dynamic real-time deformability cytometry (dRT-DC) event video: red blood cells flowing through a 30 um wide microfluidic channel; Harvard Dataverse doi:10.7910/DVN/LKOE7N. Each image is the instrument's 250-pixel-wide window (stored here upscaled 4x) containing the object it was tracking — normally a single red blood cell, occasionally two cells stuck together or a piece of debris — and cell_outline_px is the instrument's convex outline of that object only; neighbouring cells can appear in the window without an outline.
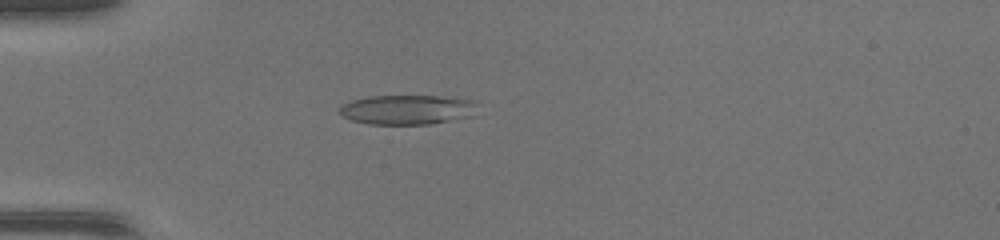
{"species": "common noctule bat (a hibernating species)", "species_latin": "Nyctalus noctula", "temperature_condition": "warm", "stored_images_in_passage": 49, "camera_frame_rate_fps": 3000, "um_per_image_px": 0.085, "animal": {"sex": "female", "body_mass_g": 17.0, "forearm_length_mm": 48.0}, "frame": {"image": 1, "passage_image": 15, "time_ms": 4.667, "image_size_px": [1000, 240], "cell_outline_px": [[476, 104], [472, 116], [432, 124], [368, 124], [352, 120], [340, 116], [340, 108], [344, 104], [352, 100], [368, 96], [440, 96], [472, 100]], "centroid_in_image_um": [34.59, 9.32], "position_along_channel_um": 50.4, "area_um2": 23.7}}
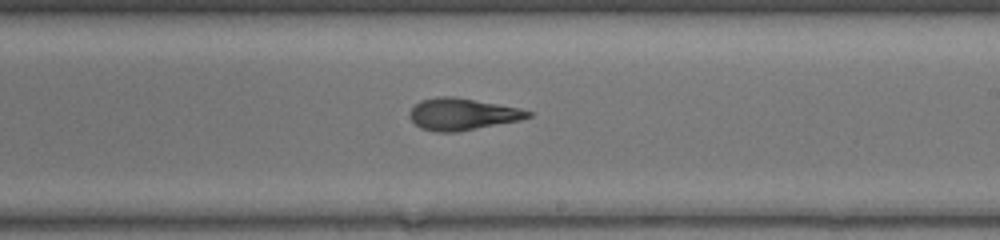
{"frame": {"image": 2, "passage_image": 30, "time_ms": 9.667, "image_size_px": [1000, 240], "cell_outline_px": [[532, 116], [520, 120], [456, 132], [436, 132], [420, 128], [408, 116], [408, 112], [420, 100], [436, 96], [452, 96], [520, 108], [532, 112]], "centroid_in_image_um": [39.26, 9.7], "position_along_channel_um": 249.7, "area_um2": 21.91}}
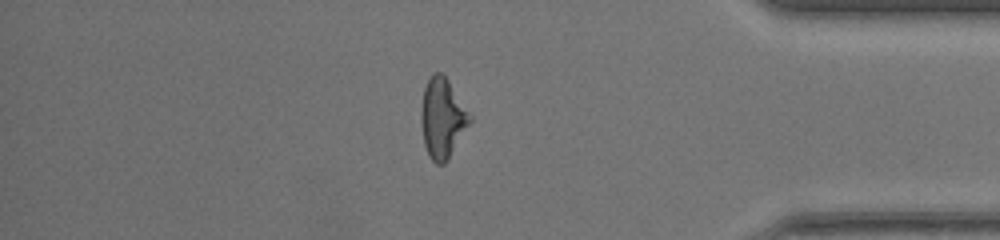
{"frame": {"image": 3, "passage_image": 42, "time_ms": 13.667, "image_size_px": [1000, 240], "cell_outline_px": [[472, 120], [448, 160], [444, 164], [436, 164], [428, 156], [424, 144], [420, 120], [420, 112], [424, 88], [432, 72], [440, 72], [448, 80], [472, 116]], "centroid_in_image_um": [37.59, 10.06], "position_along_channel_um": 397.6, "area_um2": 22.77}, "authors_computed_cell_mechanics": {"area_um2": 22.7154, "velocity_mm_per_s": 4.3529, "shape_relaxation_time_tau1_ms": null, "shape_relaxation_time_tau2_ms": 1.7125, "deformation_change_tau1": null, "deformation_change_tau2": 0.0966}}